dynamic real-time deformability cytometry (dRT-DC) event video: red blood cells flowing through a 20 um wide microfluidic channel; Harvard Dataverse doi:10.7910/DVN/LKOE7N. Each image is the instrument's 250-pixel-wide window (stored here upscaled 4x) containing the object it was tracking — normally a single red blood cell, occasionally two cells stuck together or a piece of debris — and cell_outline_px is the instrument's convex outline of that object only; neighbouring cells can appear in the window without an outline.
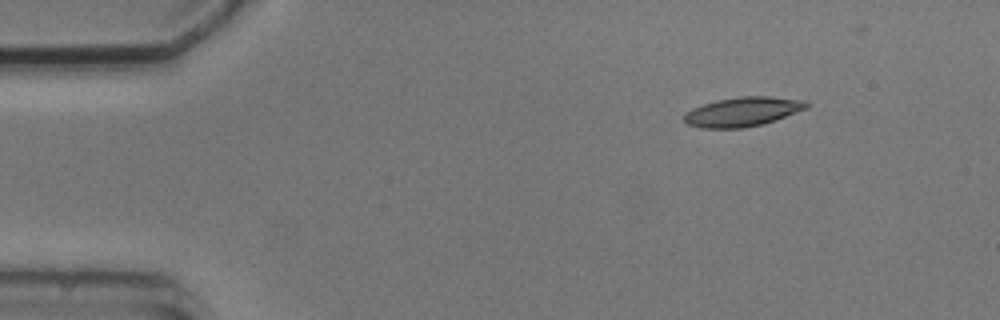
{"species": "common noctule bat (a hibernating species)", "species_latin": "Nyctalus noctula", "temperature_condition": "cold", "stored_images_in_passage": 13, "camera_frame_rate_fps": 3000, "um_per_image_px": 0.085, "animal": {"sex": "male", "body_mass_g": 20.5, "forearm_length_mm": 52.5}, "frame": {"image": 1, "passage_image": 1, "time_ms": 0.0, "image_size_px": [1000, 320], "cell_outline_px": [[808, 108], [776, 120], [744, 128], [700, 128], [688, 124], [684, 120], [684, 116], [692, 108], [704, 104], [720, 100], [740, 96], [768, 96], [804, 100], [808, 104]], "centroid_in_image_um": [63.15, 9.5], "position_along_channel_um": 21.8, "area_um2": 20.69}}
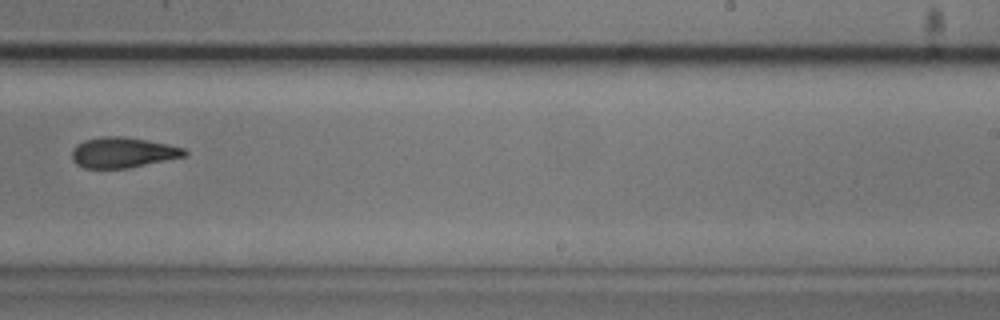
{"frame": {"image": 2, "passage_image": 8, "time_ms": 9.0, "image_size_px": [1000, 320], "cell_outline_px": [[188, 156], [128, 168], [84, 168], [76, 164], [72, 160], [72, 148], [76, 144], [84, 140], [100, 136], [124, 136], [168, 144], [184, 148], [188, 152]], "centroid_in_image_um": [10.44, 12.96], "position_along_channel_um": 278.6, "area_um2": 20.23}}
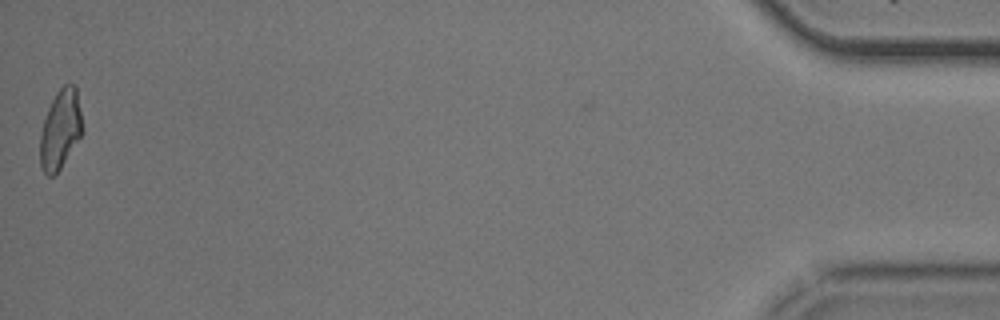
{"frame": {"image": 3, "passage_image": 13, "time_ms": 15.667, "image_size_px": [1000, 320], "cell_outline_px": [[84, 132], [60, 168], [52, 176], [48, 176], [44, 172], [40, 164], [40, 136], [44, 120], [48, 108], [56, 92], [64, 84], [76, 84], [84, 128]], "centroid_in_image_um": [5.16, 10.96], "position_along_channel_um": 430.0, "area_um2": 19.65}, "authors_computed_cell_mechanics": {"area_um2": 20.23, "velocity_mm_per_s": 3.7077, "shape_relaxation_time_tau1_ms": 3.6604, "shape_relaxation_time_tau2_ms": 4.6041, "deformation_change_tau1": 0.1014, "deformation_change_tau2": 0.0934}}